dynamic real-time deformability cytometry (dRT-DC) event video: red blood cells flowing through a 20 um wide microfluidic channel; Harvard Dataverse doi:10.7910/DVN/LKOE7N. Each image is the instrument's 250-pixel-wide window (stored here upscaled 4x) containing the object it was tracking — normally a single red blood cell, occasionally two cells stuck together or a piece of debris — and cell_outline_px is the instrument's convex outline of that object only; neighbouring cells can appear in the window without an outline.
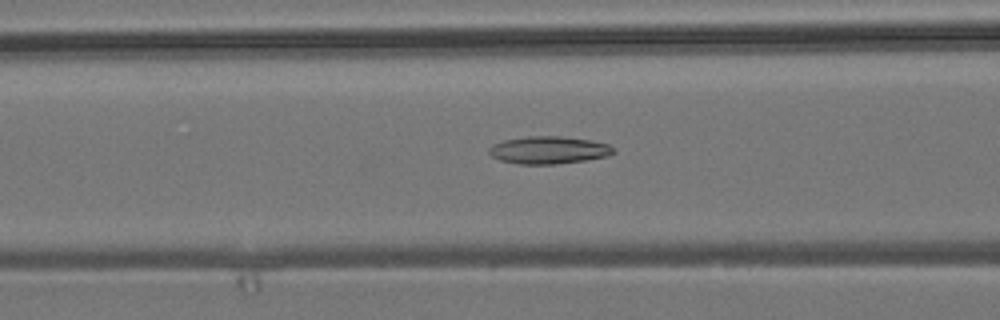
{"species": "common noctule bat (a hibernating species)", "species_latin": "Nyctalus noctula", "temperature_condition": "room temperature", "stored_images_in_passage": 42, "camera_frame_rate_fps": 3000, "um_per_image_px": 0.085, "animal": {"sex": "male", "body_mass_g": 19.2, "forearm_length_mm": 51.8}, "frame": {"image": 1, "passage_image": 9, "time_ms": 2.667, "image_size_px": [1000, 320], "cell_outline_px": [[616, 152], [608, 156], [584, 160], [556, 164], [520, 164], [500, 160], [492, 156], [488, 152], [488, 148], [492, 144], [504, 140], [528, 136], [560, 136], [592, 140], [608, 144], [616, 148]], "centroid_in_image_um": [46.65, 12.75], "position_along_channel_um": 119.9, "area_um2": 20.06}}
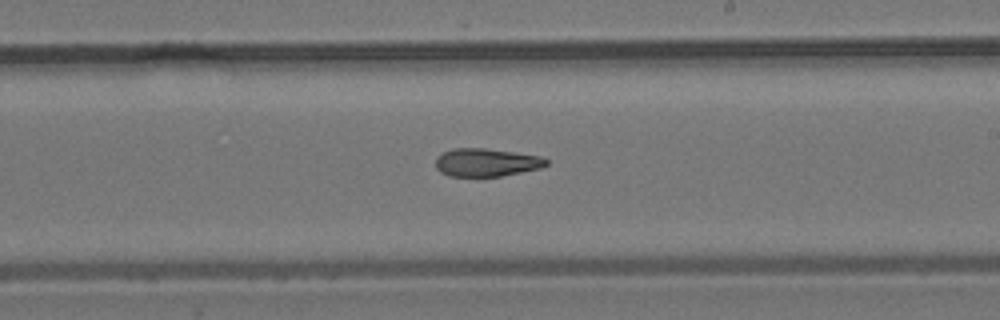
{"frame": {"image": 2, "passage_image": 19, "time_ms": 6.0, "image_size_px": [1000, 320], "cell_outline_px": [[548, 164], [540, 168], [500, 176], [448, 176], [440, 172], [436, 168], [436, 156], [452, 148], [484, 148], [540, 156], [548, 160]], "centroid_in_image_um": [41.3, 13.8], "position_along_channel_um": 247.7, "area_um2": 17.98}}
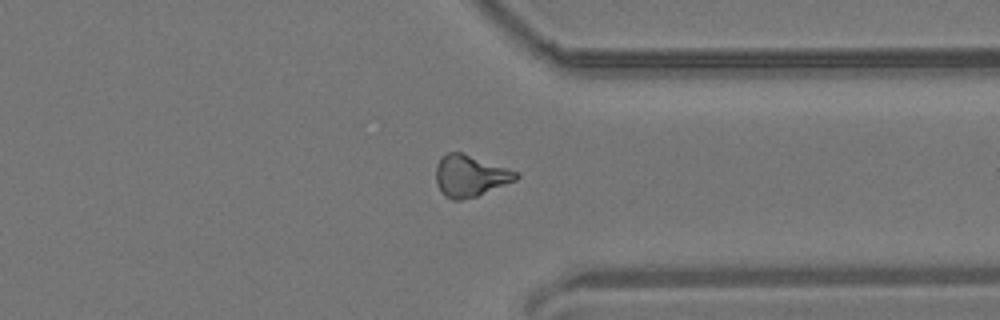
{"frame": {"image": 3, "passage_image": 29, "time_ms": 9.333, "image_size_px": [1000, 320], "cell_outline_px": [[520, 176], [516, 180], [476, 196], [460, 200], [452, 200], [444, 196], [440, 192], [436, 184], [436, 164], [440, 156], [448, 152], [460, 152], [520, 172]], "centroid_in_image_um": [39.93, 14.95], "position_along_channel_um": 371.5, "area_um2": 19.48}, "authors_computed_cell_mechanics": {"area_um2": 18.8717, "velocity_mm_per_s": 3.8145, "shape_relaxation_time_tau1_ms": null, "shape_relaxation_time_tau2_ms": 10.0481, "deformation_change_tau1": null, "deformation_change_tau2": 0.2345}}